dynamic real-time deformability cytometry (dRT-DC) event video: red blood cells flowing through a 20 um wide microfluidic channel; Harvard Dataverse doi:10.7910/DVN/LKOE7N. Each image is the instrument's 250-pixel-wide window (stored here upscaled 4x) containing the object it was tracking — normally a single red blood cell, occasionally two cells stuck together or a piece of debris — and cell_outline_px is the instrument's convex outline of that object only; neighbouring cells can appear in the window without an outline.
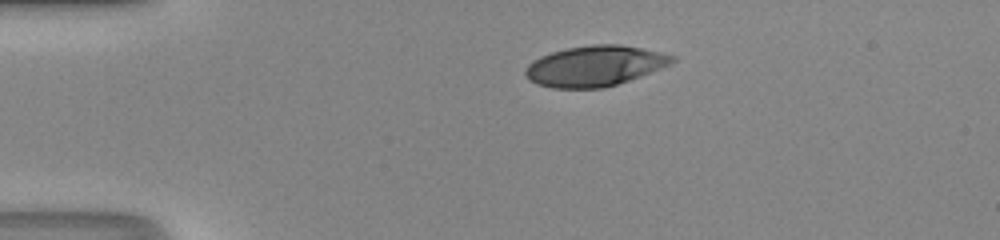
{"species": "human", "species_latin": "Homo sapiens", "temperature_condition": "room temperature", "stored_images_in_passage": 33, "camera_frame_rate_fps": 3000, "um_per_image_px": 0.085, "donor": {"sex": "male"}, "frame": {"image": 1, "passage_image": 1, "time_ms": 0.0, "image_size_px": [1000, 240], "cell_outline_px": [[676, 60], [672, 64], [640, 76], [604, 88], [552, 88], [536, 84], [528, 80], [524, 72], [524, 68], [528, 64], [540, 56], [552, 52], [568, 48], [592, 44], [620, 44], [660, 52], [676, 56]], "centroid_in_image_um": [50.54, 5.61], "position_along_channel_um": 34.5, "area_um2": 34.68}}
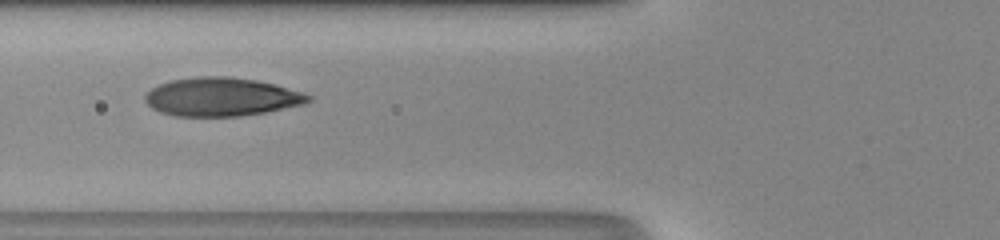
{"frame": {"image": 2, "passage_image": 10, "time_ms": 3.0, "image_size_px": [1000, 240], "cell_outline_px": [[312, 100], [304, 104], [264, 112], [240, 116], [176, 116], [160, 112], [152, 108], [144, 100], [144, 96], [152, 88], [160, 84], [172, 80], [200, 76], [228, 76], [256, 80], [276, 84], [304, 92], [312, 96]], "centroid_in_image_um": [18.85, 8.23], "position_along_channel_um": 106.9, "area_um2": 36.65}}
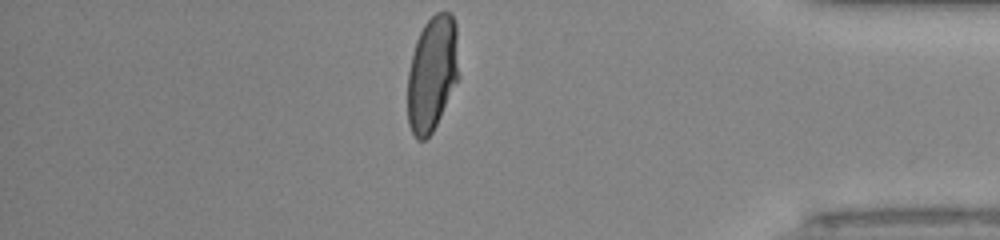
{"frame": {"image": 3, "passage_image": 33, "time_ms": 10.667, "image_size_px": [1000, 240], "cell_outline_px": [[460, 76], [432, 132], [424, 140], [416, 140], [408, 124], [408, 72], [412, 52], [416, 40], [424, 24], [436, 12], [448, 12], [452, 16], [456, 24]], "centroid_in_image_um": [36.74, 6.24], "position_along_channel_um": 398.5, "area_um2": 34.62}, "authors_computed_cell_mechanics": {"area_um2": 36.125, "velocity_mm_per_s": 4.2084, "shape_relaxation_time_tau1_ms": 4.7306, "shape_relaxation_time_tau2_ms": null, "deformation_change_tau1": 0.2227, "deformation_change_tau2": null}}